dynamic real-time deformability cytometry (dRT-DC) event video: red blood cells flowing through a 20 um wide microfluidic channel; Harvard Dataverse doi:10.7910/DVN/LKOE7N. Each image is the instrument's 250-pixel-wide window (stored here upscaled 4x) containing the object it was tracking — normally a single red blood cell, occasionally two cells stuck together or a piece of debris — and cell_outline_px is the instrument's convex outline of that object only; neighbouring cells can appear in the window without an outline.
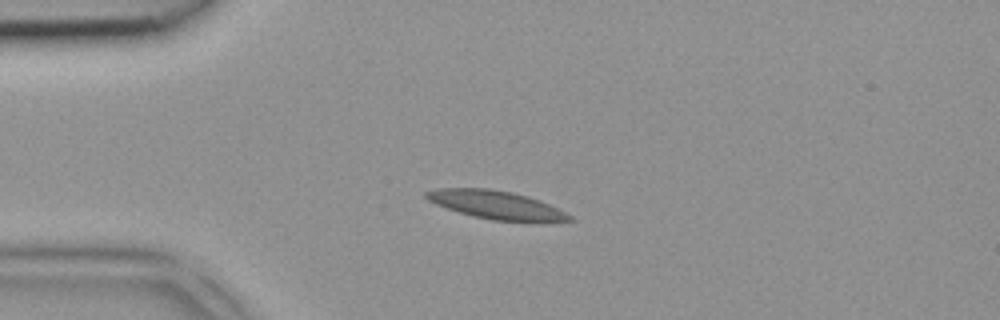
{"species": "common noctule bat (a hibernating species)", "species_latin": "Nyctalus noctula", "temperature_condition": "room temperature", "stored_images_in_passage": 4, "camera_frame_rate_fps": 3000, "um_per_image_px": 0.085, "animal": {"sex": "female", "body_mass_g": 18.4}, "frame": {"image": 1, "passage_image": 3, "time_ms": 0.667, "image_size_px": [1000, 320], "cell_outline_px": [[576, 220], [492, 220], [472, 216], [436, 204], [428, 200], [424, 196], [424, 192], [436, 188], [488, 188], [512, 192], [528, 196], [540, 200], [572, 216]], "centroid_in_image_um": [42.08, 17.38], "position_along_channel_um": 42.9, "area_um2": 23.0}}